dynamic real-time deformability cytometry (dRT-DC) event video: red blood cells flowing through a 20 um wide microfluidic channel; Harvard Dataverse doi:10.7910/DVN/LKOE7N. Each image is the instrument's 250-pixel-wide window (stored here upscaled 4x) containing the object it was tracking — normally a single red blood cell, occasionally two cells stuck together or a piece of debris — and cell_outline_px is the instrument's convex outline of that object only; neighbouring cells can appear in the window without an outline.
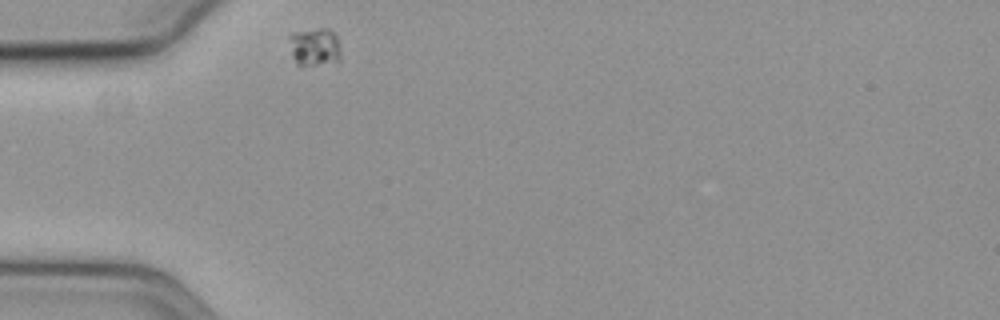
{"species": "common noctule bat (a hibernating species)", "species_latin": "Nyctalus noctula", "temperature_condition": "cold", "stored_images_in_passage": 34, "camera_frame_rate_fps": 3000, "um_per_image_px": 0.085, "animal": {"sex": "female", "body_mass_g": 19.3, "forearm_length_mm": 54.1}, "frame": {"image": 1, "passage_image": 1, "time_ms": 0.0, "image_size_px": [1000, 320], "cell_outline_px": [[340, 60], [316, 64], [296, 64], [292, 56], [288, 36], [292, 32], [316, 28], [328, 28], [336, 36], [340, 52]], "centroid_in_image_um": [26.71, 3.94], "position_along_channel_um": 58.3, "area_um2": 11.33}}
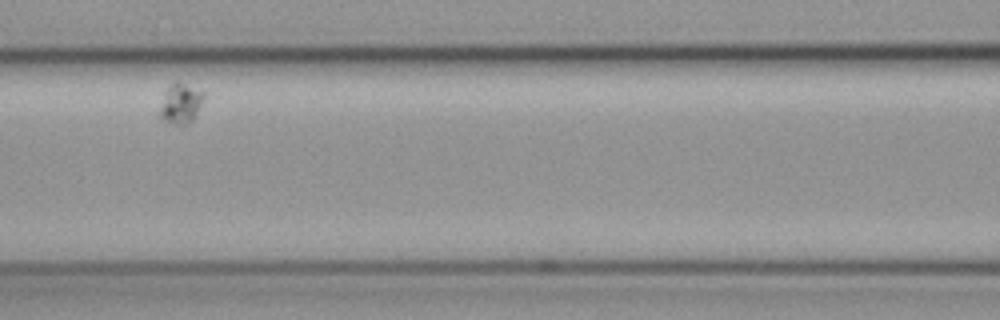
{"frame": {"image": 2, "passage_image": 11, "time_ms": 3.333, "image_size_px": [1000, 320], "cell_outline_px": [[204, 96], [196, 116], [188, 124], [172, 124], [164, 120], [160, 116], [160, 112], [164, 92], [172, 80], [176, 80], [204, 92]], "centroid_in_image_um": [15.35, 8.77], "position_along_channel_um": 151.2, "area_um2": 10.23}}
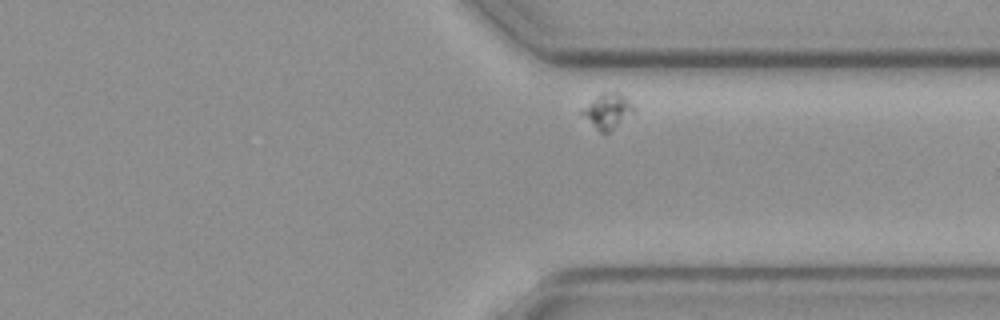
{"frame": {"image": 3, "passage_image": 31, "time_ms": 10.0, "image_size_px": [1000, 320], "cell_outline_px": [[636, 112], [604, 136], [580, 112], [600, 92], [620, 92], [636, 108]], "centroid_in_image_um": [51.71, 9.45], "position_along_channel_um": 359.7, "area_um2": 10.58}}